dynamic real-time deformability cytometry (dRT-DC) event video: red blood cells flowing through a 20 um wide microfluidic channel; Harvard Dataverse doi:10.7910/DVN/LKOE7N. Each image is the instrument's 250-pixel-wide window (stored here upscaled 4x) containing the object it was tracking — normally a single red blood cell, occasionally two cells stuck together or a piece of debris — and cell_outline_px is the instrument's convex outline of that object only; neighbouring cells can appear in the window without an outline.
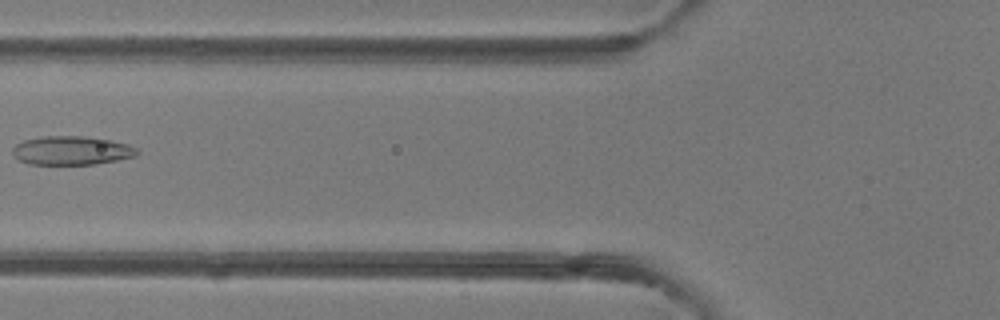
{"species": "common noctule bat (a hibernating species)", "species_latin": "Nyctalus noctula", "temperature_condition": "room temperature", "stored_images_in_passage": 3, "camera_frame_rate_fps": 3000, "um_per_image_px": 0.085, "animal": {"sex": "female"}, "frame": {"image": 1, "passage_image": 3, "time_ms": 2.333, "image_size_px": [1000, 320], "cell_outline_px": [[140, 152], [136, 156], [96, 164], [28, 164], [20, 160], [12, 152], [12, 148], [16, 144], [24, 140], [44, 136], [84, 136], [108, 140], [128, 144], [136, 148]], "centroid_in_image_um": [6.09, 12.79], "position_along_channel_um": 119.7, "area_um2": 20.75}}